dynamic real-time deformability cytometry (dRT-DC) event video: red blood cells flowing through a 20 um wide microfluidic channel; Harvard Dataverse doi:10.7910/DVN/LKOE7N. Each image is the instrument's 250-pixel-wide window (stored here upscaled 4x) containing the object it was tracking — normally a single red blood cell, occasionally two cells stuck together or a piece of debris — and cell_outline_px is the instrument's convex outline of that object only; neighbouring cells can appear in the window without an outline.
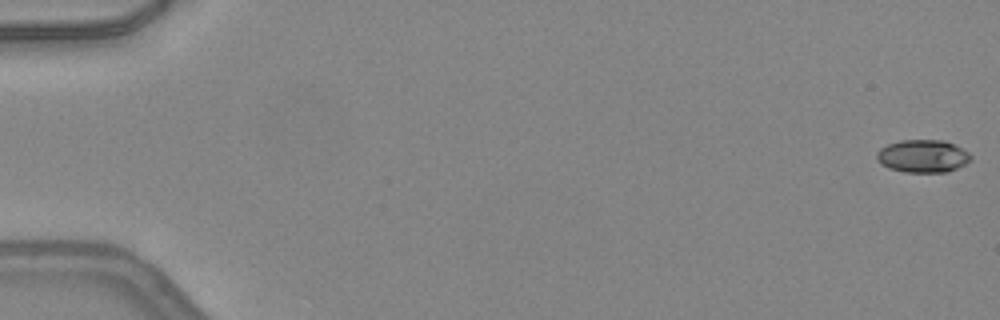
{"species": "common noctule bat (a hibernating species)", "species_latin": "Nyctalus noctula", "temperature_condition": "warm", "stored_images_in_passage": 50, "camera_frame_rate_fps": 3000, "um_per_image_px": 0.085, "animal": {"sex": "female", "body_mass_g": 24.6, "forearm_length_mm": 56.2}, "frame": {"image": 1, "passage_image": 1, "time_ms": 0.0, "image_size_px": [1000, 320], "cell_outline_px": [[972, 160], [948, 172], [904, 172], [888, 168], [880, 164], [876, 160], [876, 152], [880, 148], [888, 144], [900, 140], [944, 140], [968, 152], [972, 156]], "centroid_in_image_um": [78.4, 13.27], "position_along_channel_um": 6.6, "area_um2": 18.03}}
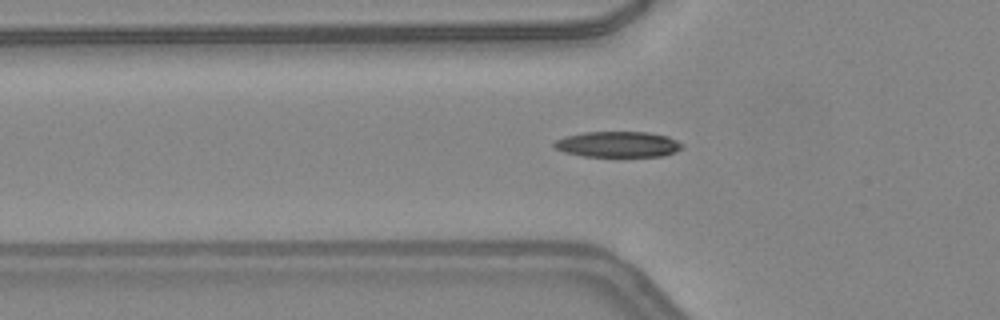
{"frame": {"image": 2, "passage_image": 18, "time_ms": 5.667, "image_size_px": [1000, 320], "cell_outline_px": [[684, 148], [676, 152], [664, 156], [584, 156], [564, 152], [556, 148], [552, 144], [556, 140], [564, 136], [584, 132], [648, 132], [668, 136], [684, 144]], "centroid_in_image_um": [52.56, 12.26], "position_along_channel_um": 73.2, "area_um2": 19.31}}
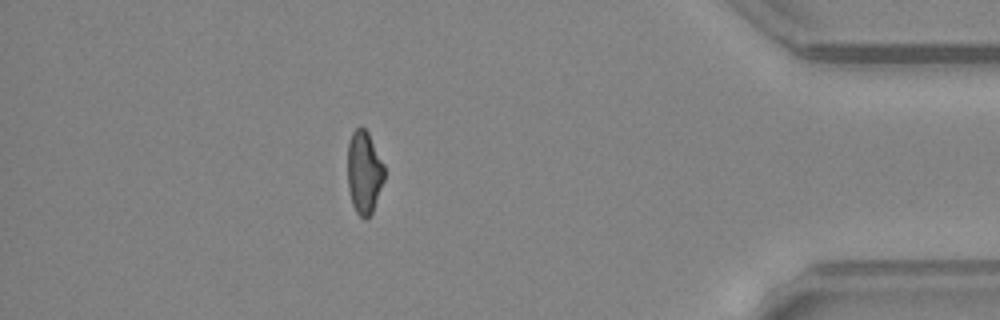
{"frame": {"image": 3, "passage_image": 44, "time_ms": 14.333, "image_size_px": [1000, 320], "cell_outline_px": [[384, 180], [372, 212], [364, 220], [356, 212], [352, 204], [348, 188], [348, 144], [352, 132], [360, 124], [368, 132], [384, 164]], "centroid_in_image_um": [30.94, 14.62], "position_along_channel_um": 404.3, "area_um2": 17.74}, "authors_computed_cell_mechanics": {"area_um2": 18.6405, "velocity_mm_per_s": 4.2889, "shape_relaxation_time_tau1_ms": 9.1349, "shape_relaxation_time_tau2_ms": 4.1931, "deformation_change_tau1": 0.2594, "deformation_change_tau2": 0.1064}}